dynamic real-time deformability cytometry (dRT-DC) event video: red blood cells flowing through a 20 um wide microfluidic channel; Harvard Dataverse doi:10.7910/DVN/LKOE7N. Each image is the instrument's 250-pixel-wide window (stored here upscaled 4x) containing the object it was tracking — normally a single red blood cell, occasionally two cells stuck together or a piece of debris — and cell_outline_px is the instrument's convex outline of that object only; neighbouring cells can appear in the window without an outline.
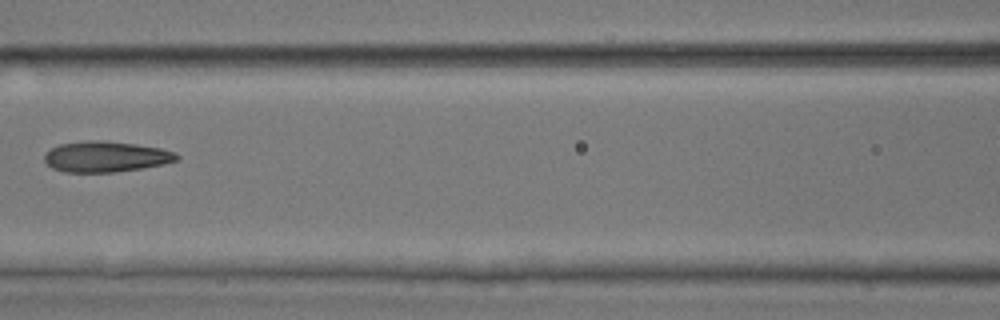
{"species": "common noctule bat (a hibernating species)", "species_latin": "Nyctalus noctula", "temperature_condition": "room temperature", "stored_images_in_passage": 5, "camera_frame_rate_fps": 3000, "um_per_image_px": 0.085, "animal": {"sex": "male", "body_mass_g": 17.9, "forearm_length_mm": 54.2}, "frame": {"image": 1, "passage_image": 5, "time_ms": 1.333, "image_size_px": [1000, 320], "cell_outline_px": [[180, 156], [176, 160], [164, 164], [140, 168], [112, 172], [64, 172], [52, 168], [44, 160], [44, 156], [52, 148], [60, 144], [84, 140], [104, 140], [136, 144], [160, 148], [176, 152]], "centroid_in_image_um": [9.0, 13.3], "position_along_channel_um": 157.6, "area_um2": 23.64}}